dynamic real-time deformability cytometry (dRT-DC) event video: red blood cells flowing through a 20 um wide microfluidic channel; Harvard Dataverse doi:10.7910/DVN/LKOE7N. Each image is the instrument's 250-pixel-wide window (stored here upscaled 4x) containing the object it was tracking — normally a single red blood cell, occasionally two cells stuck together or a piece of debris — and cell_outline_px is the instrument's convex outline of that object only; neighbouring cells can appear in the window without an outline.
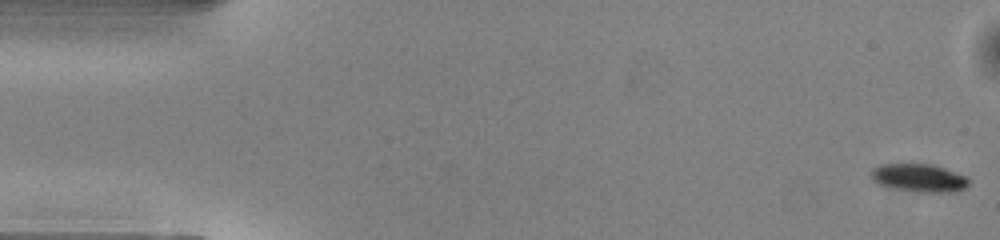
{"species": "common noctule bat (a hibernating species)", "species_latin": "Nyctalus noctula", "temperature_condition": "warm", "stored_images_in_passage": 50, "camera_frame_rate_fps": 3000, "um_per_image_px": 0.085, "animal": {"sex": "male", "body_mass_g": 13.0, "forearm_length_mm": 53.1}, "frame": {"image": 1, "passage_image": 1, "time_ms": 0.0, "image_size_px": [1000, 240], "cell_outline_px": [[968, 184], [964, 188], [956, 192], [920, 192], [876, 184], [872, 180], [872, 168], [880, 164], [932, 164], [944, 168], [964, 176], [968, 180]], "centroid_in_image_um": [78.09, 15.12], "position_along_channel_um": 6.9, "area_um2": 15.72}}
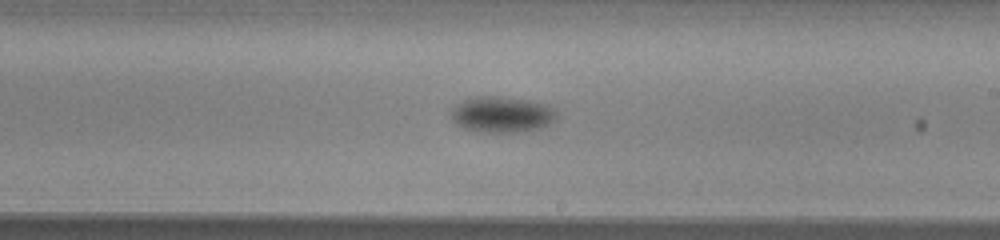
{"frame": {"image": 2, "passage_image": 29, "time_ms": 9.333, "image_size_px": [1000, 240], "cell_outline_px": [[556, 120], [540, 128], [524, 132], [480, 132], [464, 128], [456, 124], [448, 116], [452, 108], [456, 104], [472, 96], [500, 96], [528, 100], [544, 104], [552, 108], [556, 112]], "centroid_in_image_um": [42.61, 9.73], "position_along_channel_um": 246.4, "area_um2": 22.37}}
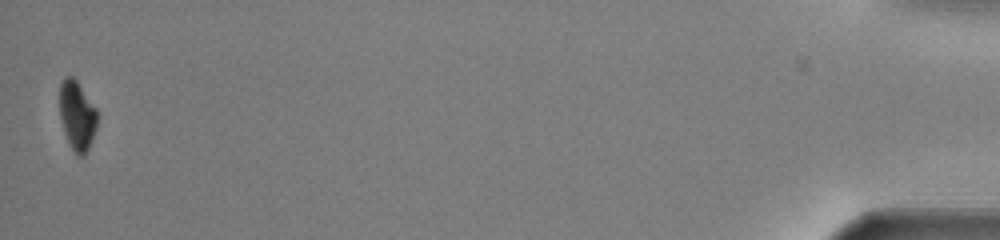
{"frame": {"image": 3, "passage_image": 50, "time_ms": 16.333, "image_size_px": [1000, 240], "cell_outline_px": [[96, 128], [88, 148], [84, 156], [76, 156], [64, 132], [60, 116], [60, 84], [64, 76], [72, 76], [76, 80], [96, 108]], "centroid_in_image_um": [6.54, 9.81], "position_along_channel_um": 428.7, "area_um2": 14.91}, "authors_computed_cell_mechanics": {"area_um2": 18.5538, "velocity_mm_per_s": 4.0695, "shape_relaxation_time_tau1_ms": 2.2645, "shape_relaxation_time_tau2_ms": null, "deformation_change_tau1": 0.0785, "deformation_change_tau2": null}}